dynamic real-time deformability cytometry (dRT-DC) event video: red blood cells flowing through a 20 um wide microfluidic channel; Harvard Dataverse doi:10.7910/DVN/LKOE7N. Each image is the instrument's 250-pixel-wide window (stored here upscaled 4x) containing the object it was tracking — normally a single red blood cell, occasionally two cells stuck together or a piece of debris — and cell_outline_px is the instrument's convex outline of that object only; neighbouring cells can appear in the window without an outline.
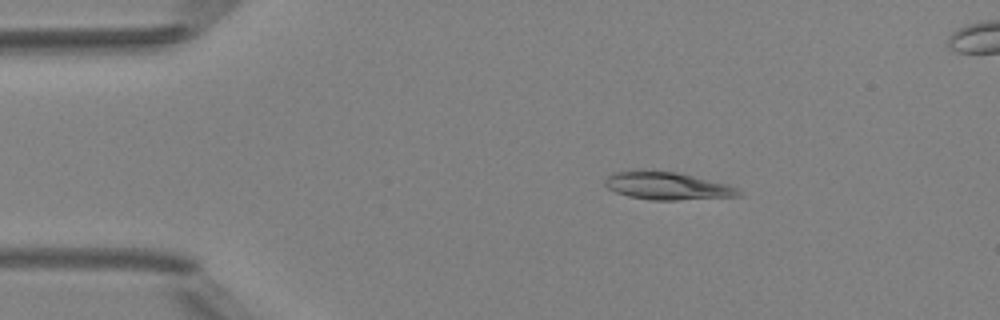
{"species": "Egyptian fruit bat (a non-hibernating species)", "species_latin": "Rousettus aegyptiacus", "temperature_condition": "room temperature", "stored_images_in_passage": 4, "camera_frame_rate_fps": 3000, "um_per_image_px": 0.085, "animal": {"sex": "female"}, "frame": {"image": 1, "passage_image": 1, "time_ms": 0.0, "image_size_px": [1000, 320], "cell_outline_px": [[740, 196], [676, 200], [652, 200], [628, 196], [616, 192], [608, 188], [604, 184], [604, 180], [612, 172], [676, 172], [728, 184], [736, 188], [740, 192]], "centroid_in_image_um": [56.72, 15.82], "position_along_channel_um": 28.3, "area_um2": 20.92}}
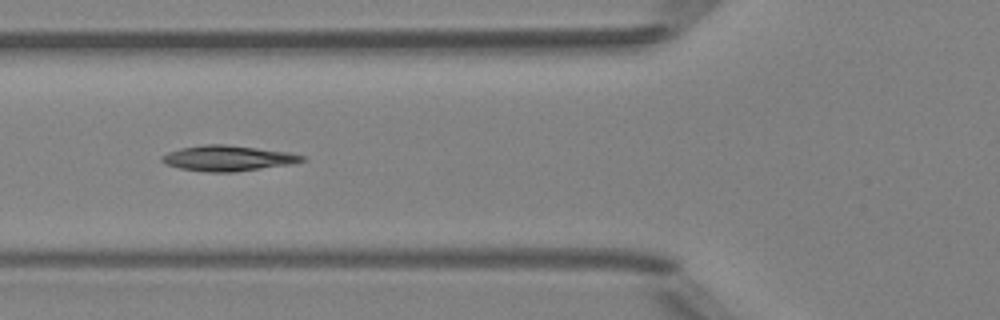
{"frame": {"image": 2, "passage_image": 4, "time_ms": 3.333, "image_size_px": [1000, 320], "cell_outline_px": [[308, 160], [292, 164], [236, 172], [208, 172], [180, 168], [164, 164], [160, 160], [160, 156], [168, 152], [180, 148], [204, 144], [224, 144], [288, 152], [304, 156]], "centroid_in_image_um": [19.35, 13.45], "position_along_channel_um": 106.4, "area_um2": 20.92}}